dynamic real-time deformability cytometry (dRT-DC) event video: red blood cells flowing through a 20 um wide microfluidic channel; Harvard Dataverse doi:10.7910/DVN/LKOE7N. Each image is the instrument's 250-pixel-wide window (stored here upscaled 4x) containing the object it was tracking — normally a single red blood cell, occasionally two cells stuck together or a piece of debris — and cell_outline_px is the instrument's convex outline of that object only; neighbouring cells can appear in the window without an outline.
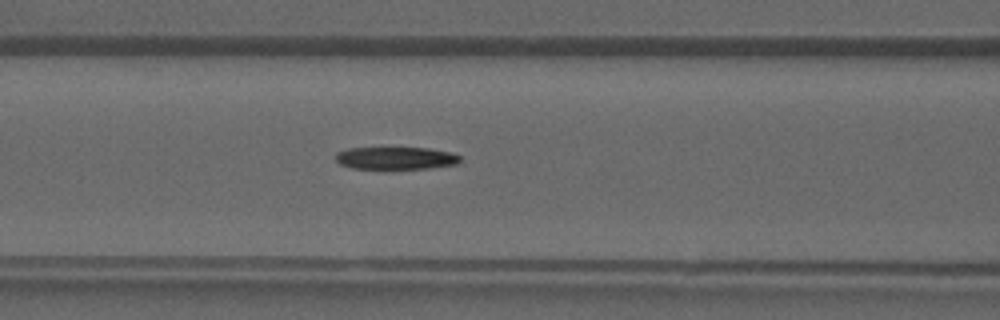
{"species": "common noctule bat (a hibernating species)", "species_latin": "Nyctalus noctula", "temperature_condition": "warm", "stored_images_in_passage": 40, "camera_frame_rate_fps": 3000, "um_per_image_px": 0.085, "animal": {"sex": "male", "forearm_length_mm": 52.5}, "frame": {"image": 1, "passage_image": 17, "time_ms": 5.333, "image_size_px": [1000, 320], "cell_outline_px": [[460, 160], [456, 164], [428, 168], [388, 172], [352, 168], [340, 164], [336, 160], [336, 152], [348, 148], [428, 148], [452, 152], [460, 156]], "centroid_in_image_um": [33.6, 13.49], "position_along_channel_um": 133.0, "area_um2": 17.22}}
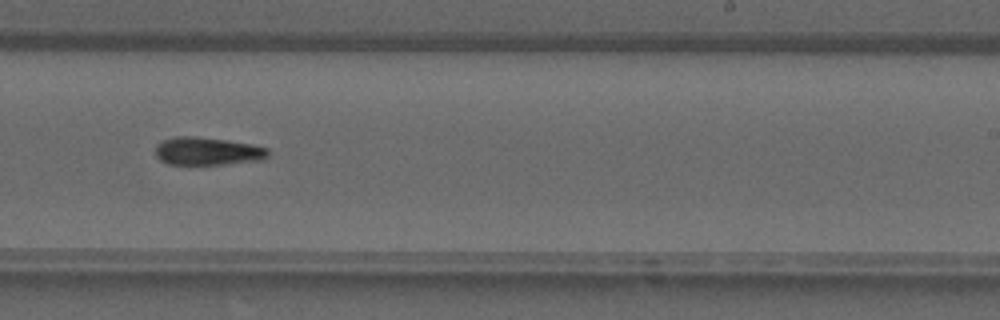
{"frame": {"image": 2, "passage_image": 25, "time_ms": 8.0, "image_size_px": [1000, 320], "cell_outline_px": [[268, 156], [264, 160], [224, 164], [168, 164], [160, 160], [156, 156], [156, 144], [164, 140], [176, 136], [188, 136], [224, 140], [252, 144], [268, 148]], "centroid_in_image_um": [17.64, 12.86], "position_along_channel_um": 271.4, "area_um2": 18.21}}
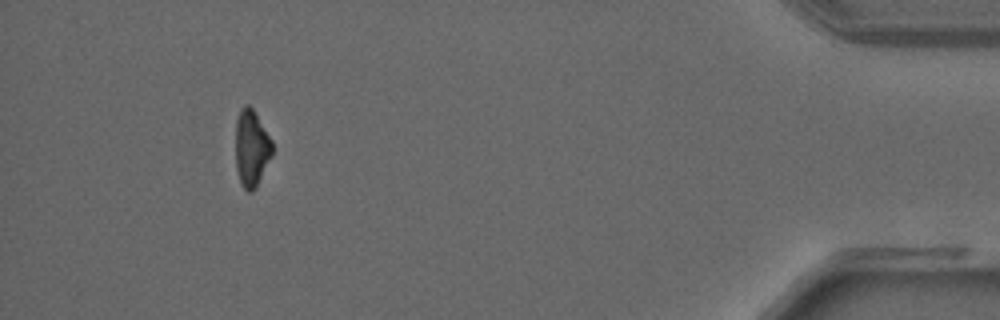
{"frame": {"image": 3, "passage_image": 37, "time_ms": 12.0, "image_size_px": [1000, 320], "cell_outline_px": [[272, 152], [256, 188], [252, 192], [248, 192], [240, 184], [236, 168], [236, 120], [240, 108], [244, 104], [248, 104], [252, 108], [272, 140]], "centroid_in_image_um": [21.35, 12.59], "position_along_channel_um": 413.8, "area_um2": 16.3}}